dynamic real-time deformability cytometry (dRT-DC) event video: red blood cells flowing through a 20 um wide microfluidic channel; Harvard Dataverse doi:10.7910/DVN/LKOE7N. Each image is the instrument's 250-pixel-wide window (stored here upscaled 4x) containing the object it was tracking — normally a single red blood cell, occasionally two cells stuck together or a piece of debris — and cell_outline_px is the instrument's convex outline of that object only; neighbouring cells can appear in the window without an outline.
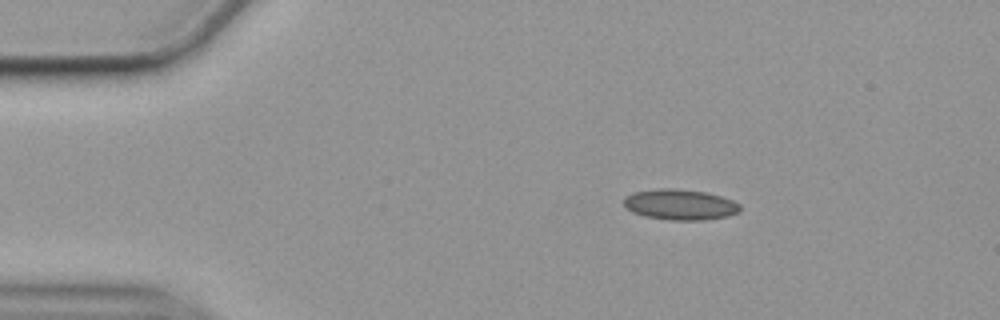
{"species": "common noctule bat (a hibernating species)", "species_latin": "Nyctalus noctula", "temperature_condition": "cold", "stored_images_in_passage": 48, "camera_frame_rate_fps": 3000, "um_per_image_px": 0.085, "animal": {"sex": "female", "body_mass_g": 19.9}, "frame": {"image": 1, "passage_image": 1, "time_ms": 0.0, "image_size_px": [1000, 320], "cell_outline_px": [[740, 212], [728, 216], [704, 220], [668, 220], [644, 216], [632, 212], [624, 204], [624, 196], [632, 192], [656, 188], [676, 188], [704, 192], [720, 196], [732, 200], [740, 204]], "centroid_in_image_um": [57.79, 17.38], "position_along_channel_um": 27.2, "area_um2": 20.92}}
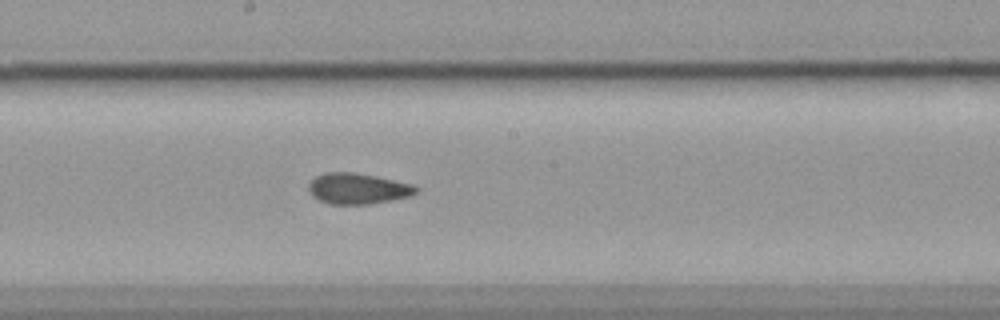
{"frame": {"image": 2, "passage_image": 22, "time_ms": 7.0, "image_size_px": [1000, 320], "cell_outline_px": [[420, 188], [416, 192], [408, 196], [368, 204], [328, 204], [312, 196], [308, 192], [308, 184], [316, 176], [324, 172], [352, 172], [376, 176], [412, 184]], "centroid_in_image_um": [30.36, 16.02], "position_along_channel_um": 217.8, "area_um2": 19.19}}
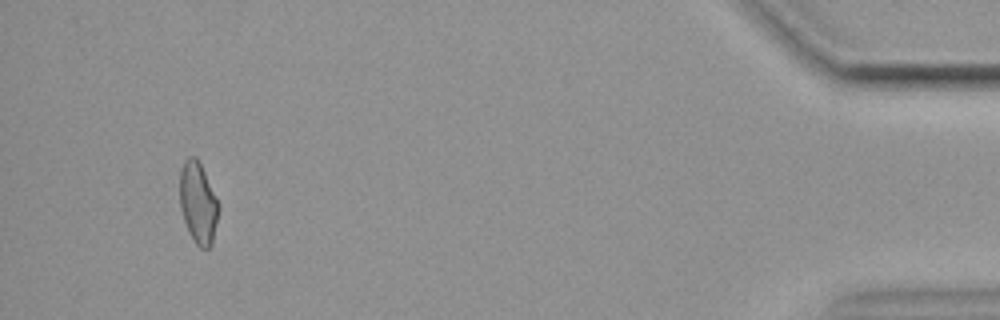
{"frame": {"image": 3, "passage_image": 45, "time_ms": 14.667, "image_size_px": [1000, 320], "cell_outline_px": [[216, 220], [212, 244], [208, 248], [200, 248], [196, 244], [188, 232], [180, 208], [180, 172], [184, 160], [188, 156], [196, 156], [216, 196]], "centroid_in_image_um": [16.79, 17.23], "position_along_channel_um": 418.4, "area_um2": 17.92}, "authors_computed_cell_mechanics": {"area_um2": 19.363, "velocity_mm_per_s": 3.5587, "shape_relaxation_time_tau1_ms": null, "shape_relaxation_time_tau2_ms": 2.5264, "deformation_change_tau1": null, "deformation_change_tau2": 0.0871}}